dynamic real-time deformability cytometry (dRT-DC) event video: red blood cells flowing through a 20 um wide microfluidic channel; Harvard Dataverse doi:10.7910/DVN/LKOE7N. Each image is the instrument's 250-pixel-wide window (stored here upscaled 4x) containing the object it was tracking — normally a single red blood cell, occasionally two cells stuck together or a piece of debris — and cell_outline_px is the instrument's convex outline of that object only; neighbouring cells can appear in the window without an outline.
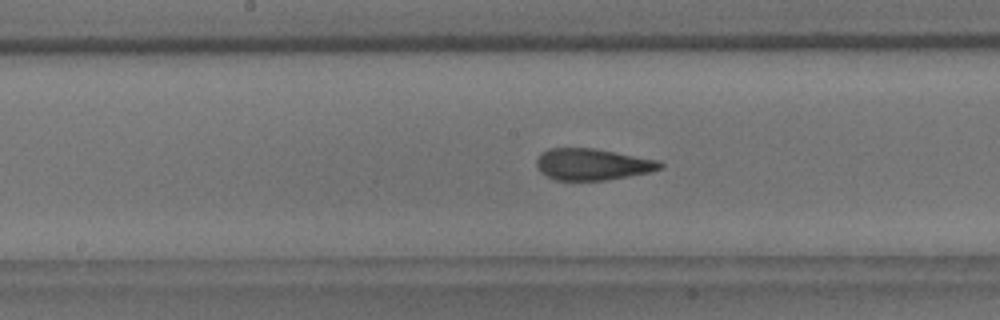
{"species": "common noctule bat (a hibernating species)", "species_latin": "Nyctalus noctula", "temperature_condition": "room temperature", "stored_images_in_passage": 41, "camera_frame_rate_fps": 3000, "um_per_image_px": 0.085, "animal": {"sex": "male", "body_mass_g": 18.8}, "frame": {"image": 1, "passage_image": 19, "time_ms": 6.0, "image_size_px": [1000, 320], "cell_outline_px": [[664, 168], [648, 172], [628, 176], [604, 180], [556, 180], [540, 172], [536, 164], [536, 160], [540, 152], [548, 148], [592, 148], [616, 152], [660, 160], [664, 164]], "centroid_in_image_um": [50.36, 13.96], "position_along_channel_um": 197.8, "area_um2": 22.77}}
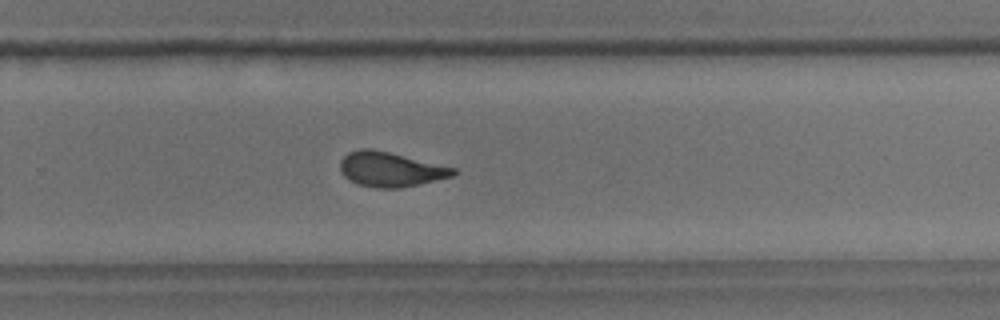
{"frame": {"image": 2, "passage_image": 27, "time_ms": 8.667, "image_size_px": [1000, 320], "cell_outline_px": [[460, 172], [452, 176], [400, 188], [376, 188], [360, 184], [348, 180], [340, 172], [340, 160], [348, 152], [360, 148], [372, 148], [456, 168]], "centroid_in_image_um": [33.16, 14.38], "position_along_channel_um": 296.6, "area_um2": 22.83}}
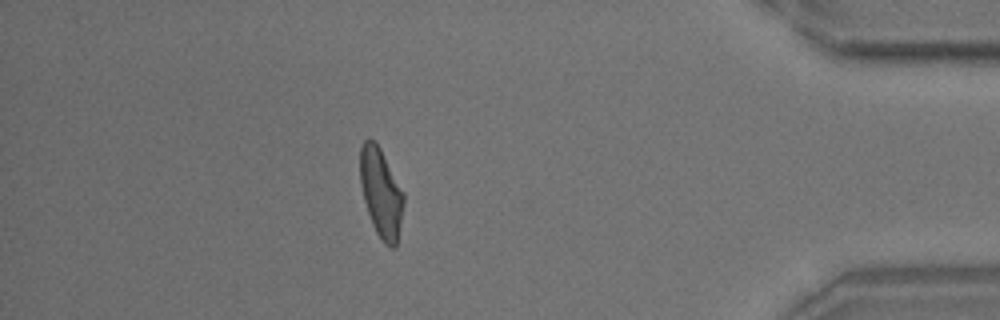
{"frame": {"image": 3, "passage_image": 39, "time_ms": 12.667, "image_size_px": [1000, 320], "cell_outline_px": [[404, 204], [396, 248], [392, 248], [384, 244], [376, 232], [372, 224], [364, 200], [360, 184], [360, 148], [364, 140], [368, 136], [376, 140], [404, 192]], "centroid_in_image_um": [32.39, 16.36], "position_along_channel_um": 402.8, "area_um2": 22.89}}